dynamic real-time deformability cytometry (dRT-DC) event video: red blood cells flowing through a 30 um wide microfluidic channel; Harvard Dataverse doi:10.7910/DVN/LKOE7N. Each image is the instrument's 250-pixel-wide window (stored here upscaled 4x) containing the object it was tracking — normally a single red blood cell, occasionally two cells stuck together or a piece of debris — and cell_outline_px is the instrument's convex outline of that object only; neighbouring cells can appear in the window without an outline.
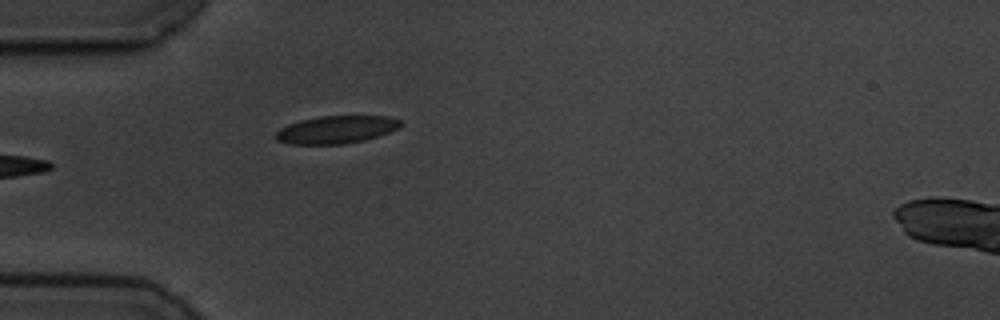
{"species": "common noctule bat (a hibernating species)", "species_latin": "Nyctalus noctula", "temperature_condition": "cold", "stored_images_in_passage": 6, "camera_frame_rate_fps": 3000, "um_per_image_px": 0.085, "animal": {"sex": "male", "body_mass_g": 19.5, "forearm_length_mm": 54.6}, "frame": {"image": 1, "passage_image": 6, "time_ms": 5.667, "image_size_px": [1000, 320], "cell_outline_px": [[404, 124], [400, 128], [364, 140], [344, 144], [288, 144], [276, 140], [276, 132], [280, 128], [288, 124], [300, 120], [320, 116], [388, 116], [400, 120]], "centroid_in_image_um": [28.59, 11.01], "position_along_channel_um": 56.4, "area_um2": 20.17}}